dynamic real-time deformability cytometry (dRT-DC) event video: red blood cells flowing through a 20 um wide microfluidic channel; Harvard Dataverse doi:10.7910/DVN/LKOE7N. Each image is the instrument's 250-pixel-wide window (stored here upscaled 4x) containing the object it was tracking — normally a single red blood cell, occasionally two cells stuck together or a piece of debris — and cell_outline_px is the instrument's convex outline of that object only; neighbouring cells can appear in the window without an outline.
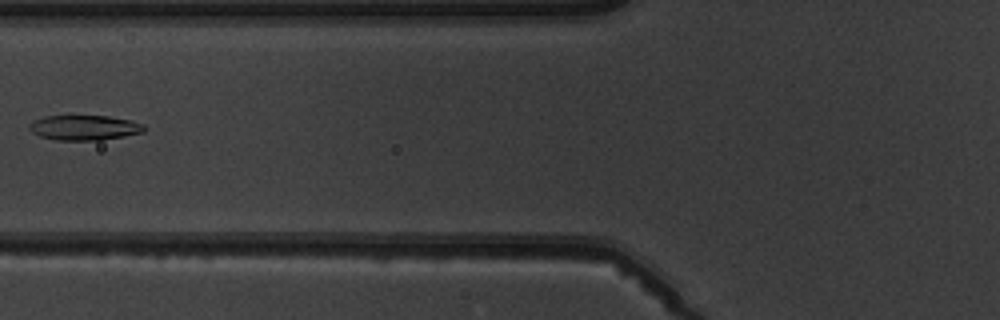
{"species": "common noctule bat (a hibernating species)", "species_latin": "Nyctalus noctula", "temperature_condition": "warm", "stored_images_in_passage": 6, "camera_frame_rate_fps": 3000, "um_per_image_px": 0.085, "animal": {"sex": "male", "body_mass_g": 19.5, "forearm_length_mm": 54.6}, "frame": {"image": 1, "passage_image": 5, "time_ms": 4.667, "image_size_px": [1000, 320], "cell_outline_px": [[144, 132], [124, 136], [100, 140], [56, 140], [40, 136], [32, 132], [28, 128], [28, 124], [44, 116], [108, 116], [132, 120], [144, 124]], "centroid_in_image_um": [7.18, 10.85], "position_along_channel_um": 118.6, "area_um2": 16.7}}